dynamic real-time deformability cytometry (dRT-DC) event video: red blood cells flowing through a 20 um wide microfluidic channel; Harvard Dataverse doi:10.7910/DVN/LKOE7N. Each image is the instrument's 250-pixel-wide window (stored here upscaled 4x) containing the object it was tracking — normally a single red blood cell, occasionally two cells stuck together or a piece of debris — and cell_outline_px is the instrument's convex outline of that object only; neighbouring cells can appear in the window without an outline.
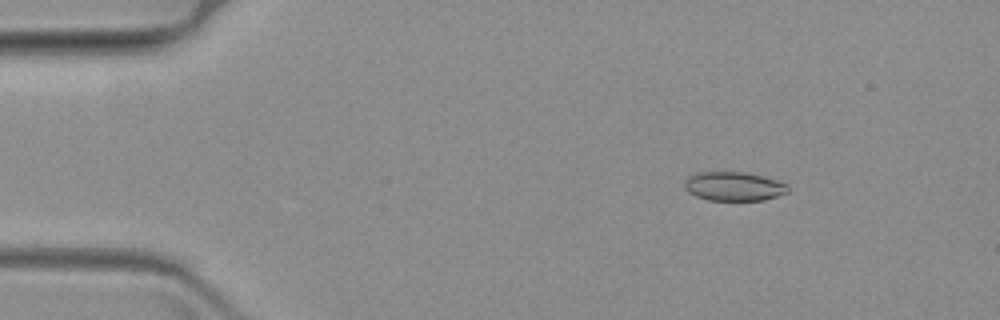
{"species": "common noctule bat (a hibernating species)", "species_latin": "Nyctalus noctula", "temperature_condition": "warm", "stored_images_in_passage": 63, "camera_frame_rate_fps": 3000, "um_per_image_px": 0.085, "animal": {"sex": "female", "body_mass_g": 19.3, "forearm_length_mm": 54.1}, "frame": {"image": 1, "passage_image": 9, "time_ms": 2.667, "image_size_px": [1000, 320], "cell_outline_px": [[788, 192], [764, 200], [708, 200], [696, 196], [688, 192], [684, 188], [684, 180], [688, 176], [696, 172], [744, 172], [764, 176], [788, 184]], "centroid_in_image_um": [62.34, 15.83], "position_along_channel_um": 22.7, "area_um2": 17.57}}
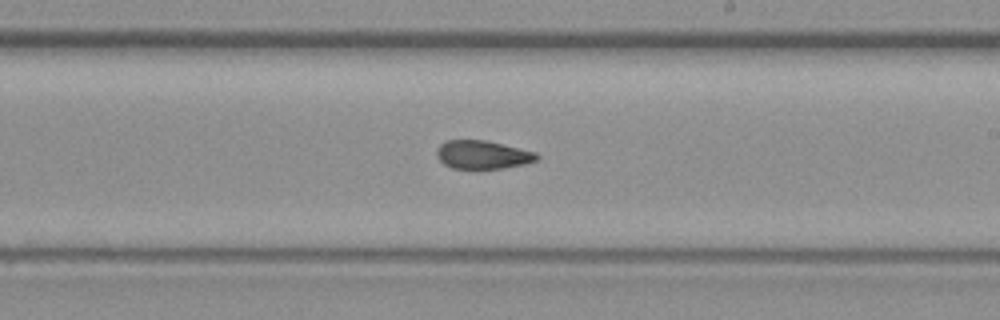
{"frame": {"image": 2, "passage_image": 37, "time_ms": 12.0, "image_size_px": [1000, 320], "cell_outline_px": [[540, 156], [536, 160], [524, 164], [504, 168], [452, 168], [444, 164], [436, 156], [436, 148], [444, 140], [484, 140], [536, 152]], "centroid_in_image_um": [40.99, 13.14], "position_along_channel_um": 248.0, "area_um2": 16.47}}
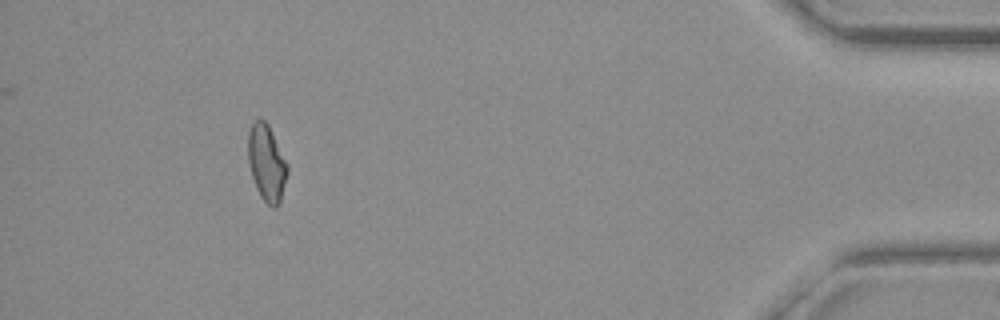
{"frame": {"image": 3, "passage_image": 58, "time_ms": 19.0, "image_size_px": [1000, 320], "cell_outline_px": [[288, 172], [280, 204], [276, 208], [272, 208], [260, 196], [256, 188], [248, 164], [248, 132], [252, 124], [256, 120], [264, 120], [268, 124], [288, 164]], "centroid_in_image_um": [22.67, 13.88], "position_along_channel_um": 412.5, "area_um2": 17.57}}